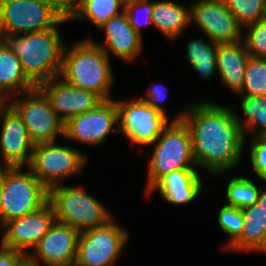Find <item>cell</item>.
Returning a JSON list of instances; mask_svg holds the SVG:
<instances>
[{
	"label": "cell",
	"mask_w": 266,
	"mask_h": 266,
	"mask_svg": "<svg viewBox=\"0 0 266 266\" xmlns=\"http://www.w3.org/2000/svg\"><path fill=\"white\" fill-rule=\"evenodd\" d=\"M174 120H182L189 129L197 168L218 176L241 162L246 140L230 107L212 100L194 102Z\"/></svg>",
	"instance_id": "cell-1"
},
{
	"label": "cell",
	"mask_w": 266,
	"mask_h": 266,
	"mask_svg": "<svg viewBox=\"0 0 266 266\" xmlns=\"http://www.w3.org/2000/svg\"><path fill=\"white\" fill-rule=\"evenodd\" d=\"M53 28L19 34L4 35L1 39L19 58L26 76L38 87L41 83L60 76L65 44L59 24Z\"/></svg>",
	"instance_id": "cell-2"
},
{
	"label": "cell",
	"mask_w": 266,
	"mask_h": 266,
	"mask_svg": "<svg viewBox=\"0 0 266 266\" xmlns=\"http://www.w3.org/2000/svg\"><path fill=\"white\" fill-rule=\"evenodd\" d=\"M110 56L90 38L73 46L65 44L60 76L68 84L111 100L113 83Z\"/></svg>",
	"instance_id": "cell-3"
},
{
	"label": "cell",
	"mask_w": 266,
	"mask_h": 266,
	"mask_svg": "<svg viewBox=\"0 0 266 266\" xmlns=\"http://www.w3.org/2000/svg\"><path fill=\"white\" fill-rule=\"evenodd\" d=\"M48 202L55 221L71 226L79 233L104 226L113 219L104 205L81 186H54L48 190Z\"/></svg>",
	"instance_id": "cell-4"
},
{
	"label": "cell",
	"mask_w": 266,
	"mask_h": 266,
	"mask_svg": "<svg viewBox=\"0 0 266 266\" xmlns=\"http://www.w3.org/2000/svg\"><path fill=\"white\" fill-rule=\"evenodd\" d=\"M153 144L155 146L148 165L147 193L166 174L197 167L190 132L182 120H172Z\"/></svg>",
	"instance_id": "cell-5"
},
{
	"label": "cell",
	"mask_w": 266,
	"mask_h": 266,
	"mask_svg": "<svg viewBox=\"0 0 266 266\" xmlns=\"http://www.w3.org/2000/svg\"><path fill=\"white\" fill-rule=\"evenodd\" d=\"M2 167L1 228L9 221L40 209L48 202V189L28 168Z\"/></svg>",
	"instance_id": "cell-6"
},
{
	"label": "cell",
	"mask_w": 266,
	"mask_h": 266,
	"mask_svg": "<svg viewBox=\"0 0 266 266\" xmlns=\"http://www.w3.org/2000/svg\"><path fill=\"white\" fill-rule=\"evenodd\" d=\"M17 96L19 98H14L8 104L21 117L34 145L57 142L59 134L64 137L65 123L56 115L49 99L38 87Z\"/></svg>",
	"instance_id": "cell-7"
},
{
	"label": "cell",
	"mask_w": 266,
	"mask_h": 266,
	"mask_svg": "<svg viewBox=\"0 0 266 266\" xmlns=\"http://www.w3.org/2000/svg\"><path fill=\"white\" fill-rule=\"evenodd\" d=\"M86 163L87 157L77 149L52 142L34 145L28 167L49 190L63 184L64 179L81 173Z\"/></svg>",
	"instance_id": "cell-8"
},
{
	"label": "cell",
	"mask_w": 266,
	"mask_h": 266,
	"mask_svg": "<svg viewBox=\"0 0 266 266\" xmlns=\"http://www.w3.org/2000/svg\"><path fill=\"white\" fill-rule=\"evenodd\" d=\"M116 104L118 133L125 135L134 144L152 146L171 118L140 98L116 100Z\"/></svg>",
	"instance_id": "cell-9"
},
{
	"label": "cell",
	"mask_w": 266,
	"mask_h": 266,
	"mask_svg": "<svg viewBox=\"0 0 266 266\" xmlns=\"http://www.w3.org/2000/svg\"><path fill=\"white\" fill-rule=\"evenodd\" d=\"M128 238L126 229L113 219L104 226L81 232L75 266H113Z\"/></svg>",
	"instance_id": "cell-10"
},
{
	"label": "cell",
	"mask_w": 266,
	"mask_h": 266,
	"mask_svg": "<svg viewBox=\"0 0 266 266\" xmlns=\"http://www.w3.org/2000/svg\"><path fill=\"white\" fill-rule=\"evenodd\" d=\"M60 20L44 0H0V39L50 29Z\"/></svg>",
	"instance_id": "cell-11"
},
{
	"label": "cell",
	"mask_w": 266,
	"mask_h": 266,
	"mask_svg": "<svg viewBox=\"0 0 266 266\" xmlns=\"http://www.w3.org/2000/svg\"><path fill=\"white\" fill-rule=\"evenodd\" d=\"M189 7L190 22L194 21L213 43L242 41V26L223 0H200Z\"/></svg>",
	"instance_id": "cell-12"
},
{
	"label": "cell",
	"mask_w": 266,
	"mask_h": 266,
	"mask_svg": "<svg viewBox=\"0 0 266 266\" xmlns=\"http://www.w3.org/2000/svg\"><path fill=\"white\" fill-rule=\"evenodd\" d=\"M116 124V100H103L93 110L69 119L64 125V138L96 146L105 141L110 131L118 132Z\"/></svg>",
	"instance_id": "cell-13"
},
{
	"label": "cell",
	"mask_w": 266,
	"mask_h": 266,
	"mask_svg": "<svg viewBox=\"0 0 266 266\" xmlns=\"http://www.w3.org/2000/svg\"><path fill=\"white\" fill-rule=\"evenodd\" d=\"M79 235L75 228L55 221L28 253V266H39V259L44 266H75Z\"/></svg>",
	"instance_id": "cell-14"
},
{
	"label": "cell",
	"mask_w": 266,
	"mask_h": 266,
	"mask_svg": "<svg viewBox=\"0 0 266 266\" xmlns=\"http://www.w3.org/2000/svg\"><path fill=\"white\" fill-rule=\"evenodd\" d=\"M55 222L53 208L49 202L37 211L7 222L3 227L1 246L28 255Z\"/></svg>",
	"instance_id": "cell-15"
},
{
	"label": "cell",
	"mask_w": 266,
	"mask_h": 266,
	"mask_svg": "<svg viewBox=\"0 0 266 266\" xmlns=\"http://www.w3.org/2000/svg\"><path fill=\"white\" fill-rule=\"evenodd\" d=\"M2 127L0 131V151L3 164L0 167L29 166L34 144L21 117L8 104L0 107ZM30 152V153H29Z\"/></svg>",
	"instance_id": "cell-16"
},
{
	"label": "cell",
	"mask_w": 266,
	"mask_h": 266,
	"mask_svg": "<svg viewBox=\"0 0 266 266\" xmlns=\"http://www.w3.org/2000/svg\"><path fill=\"white\" fill-rule=\"evenodd\" d=\"M38 88L49 99L52 109L64 123L76 115L93 110L103 101L94 92L74 87L61 77L43 82Z\"/></svg>",
	"instance_id": "cell-17"
},
{
	"label": "cell",
	"mask_w": 266,
	"mask_h": 266,
	"mask_svg": "<svg viewBox=\"0 0 266 266\" xmlns=\"http://www.w3.org/2000/svg\"><path fill=\"white\" fill-rule=\"evenodd\" d=\"M99 29L105 32L104 44L96 43L109 56V51L120 59L131 62L135 60L142 49V36L129 23L128 16L123 10L119 15L112 17Z\"/></svg>",
	"instance_id": "cell-18"
},
{
	"label": "cell",
	"mask_w": 266,
	"mask_h": 266,
	"mask_svg": "<svg viewBox=\"0 0 266 266\" xmlns=\"http://www.w3.org/2000/svg\"><path fill=\"white\" fill-rule=\"evenodd\" d=\"M202 187L201 175L196 169H181L166 174L147 194L158 190L167 202L184 205L199 197Z\"/></svg>",
	"instance_id": "cell-19"
},
{
	"label": "cell",
	"mask_w": 266,
	"mask_h": 266,
	"mask_svg": "<svg viewBox=\"0 0 266 266\" xmlns=\"http://www.w3.org/2000/svg\"><path fill=\"white\" fill-rule=\"evenodd\" d=\"M249 58L250 55L243 41L217 44L218 73L222 83L235 94H238L242 89Z\"/></svg>",
	"instance_id": "cell-20"
},
{
	"label": "cell",
	"mask_w": 266,
	"mask_h": 266,
	"mask_svg": "<svg viewBox=\"0 0 266 266\" xmlns=\"http://www.w3.org/2000/svg\"><path fill=\"white\" fill-rule=\"evenodd\" d=\"M35 88L37 86L26 76L19 58L0 39V96L7 102L9 94L17 97Z\"/></svg>",
	"instance_id": "cell-21"
},
{
	"label": "cell",
	"mask_w": 266,
	"mask_h": 266,
	"mask_svg": "<svg viewBox=\"0 0 266 266\" xmlns=\"http://www.w3.org/2000/svg\"><path fill=\"white\" fill-rule=\"evenodd\" d=\"M153 26L174 41L190 25V7L173 1H153Z\"/></svg>",
	"instance_id": "cell-22"
},
{
	"label": "cell",
	"mask_w": 266,
	"mask_h": 266,
	"mask_svg": "<svg viewBox=\"0 0 266 266\" xmlns=\"http://www.w3.org/2000/svg\"><path fill=\"white\" fill-rule=\"evenodd\" d=\"M243 230L241 237L229 251H254L266 254V221L261 215V206L255 203L242 209Z\"/></svg>",
	"instance_id": "cell-23"
},
{
	"label": "cell",
	"mask_w": 266,
	"mask_h": 266,
	"mask_svg": "<svg viewBox=\"0 0 266 266\" xmlns=\"http://www.w3.org/2000/svg\"><path fill=\"white\" fill-rule=\"evenodd\" d=\"M187 60L203 79L214 76L217 70V44L205 42L203 38L190 40L186 47Z\"/></svg>",
	"instance_id": "cell-24"
},
{
	"label": "cell",
	"mask_w": 266,
	"mask_h": 266,
	"mask_svg": "<svg viewBox=\"0 0 266 266\" xmlns=\"http://www.w3.org/2000/svg\"><path fill=\"white\" fill-rule=\"evenodd\" d=\"M241 109L244 113L245 122H242L235 112L236 119L241 126L244 137L247 132L254 133V137L266 133V96H241ZM244 123V124H243Z\"/></svg>",
	"instance_id": "cell-25"
},
{
	"label": "cell",
	"mask_w": 266,
	"mask_h": 266,
	"mask_svg": "<svg viewBox=\"0 0 266 266\" xmlns=\"http://www.w3.org/2000/svg\"><path fill=\"white\" fill-rule=\"evenodd\" d=\"M125 0H83L82 5L74 16L76 20L88 19L96 27L100 28L112 17L119 15L124 9Z\"/></svg>",
	"instance_id": "cell-26"
},
{
	"label": "cell",
	"mask_w": 266,
	"mask_h": 266,
	"mask_svg": "<svg viewBox=\"0 0 266 266\" xmlns=\"http://www.w3.org/2000/svg\"><path fill=\"white\" fill-rule=\"evenodd\" d=\"M226 187L228 202L225 205L243 209L257 203L260 188L258 189L249 178L244 176L232 177Z\"/></svg>",
	"instance_id": "cell-27"
},
{
	"label": "cell",
	"mask_w": 266,
	"mask_h": 266,
	"mask_svg": "<svg viewBox=\"0 0 266 266\" xmlns=\"http://www.w3.org/2000/svg\"><path fill=\"white\" fill-rule=\"evenodd\" d=\"M238 95L266 96V58L250 56Z\"/></svg>",
	"instance_id": "cell-28"
},
{
	"label": "cell",
	"mask_w": 266,
	"mask_h": 266,
	"mask_svg": "<svg viewBox=\"0 0 266 266\" xmlns=\"http://www.w3.org/2000/svg\"><path fill=\"white\" fill-rule=\"evenodd\" d=\"M242 27L266 17V0H223Z\"/></svg>",
	"instance_id": "cell-29"
},
{
	"label": "cell",
	"mask_w": 266,
	"mask_h": 266,
	"mask_svg": "<svg viewBox=\"0 0 266 266\" xmlns=\"http://www.w3.org/2000/svg\"><path fill=\"white\" fill-rule=\"evenodd\" d=\"M218 224L223 232L230 236L225 245L227 251L240 237L243 230L242 209L223 205L218 212Z\"/></svg>",
	"instance_id": "cell-30"
},
{
	"label": "cell",
	"mask_w": 266,
	"mask_h": 266,
	"mask_svg": "<svg viewBox=\"0 0 266 266\" xmlns=\"http://www.w3.org/2000/svg\"><path fill=\"white\" fill-rule=\"evenodd\" d=\"M246 27L248 32L243 43L247 52L251 57L266 58V17Z\"/></svg>",
	"instance_id": "cell-31"
},
{
	"label": "cell",
	"mask_w": 266,
	"mask_h": 266,
	"mask_svg": "<svg viewBox=\"0 0 266 266\" xmlns=\"http://www.w3.org/2000/svg\"><path fill=\"white\" fill-rule=\"evenodd\" d=\"M123 10L128 16L130 26L140 35H142L141 29L143 22H145V24H153V1L149 2V0H125ZM139 11L140 15L143 13L141 16L136 15Z\"/></svg>",
	"instance_id": "cell-32"
},
{
	"label": "cell",
	"mask_w": 266,
	"mask_h": 266,
	"mask_svg": "<svg viewBox=\"0 0 266 266\" xmlns=\"http://www.w3.org/2000/svg\"><path fill=\"white\" fill-rule=\"evenodd\" d=\"M250 159L255 174L266 181V140L262 136L252 139L250 144Z\"/></svg>",
	"instance_id": "cell-33"
},
{
	"label": "cell",
	"mask_w": 266,
	"mask_h": 266,
	"mask_svg": "<svg viewBox=\"0 0 266 266\" xmlns=\"http://www.w3.org/2000/svg\"><path fill=\"white\" fill-rule=\"evenodd\" d=\"M65 21H70L79 11L83 0H44Z\"/></svg>",
	"instance_id": "cell-34"
},
{
	"label": "cell",
	"mask_w": 266,
	"mask_h": 266,
	"mask_svg": "<svg viewBox=\"0 0 266 266\" xmlns=\"http://www.w3.org/2000/svg\"><path fill=\"white\" fill-rule=\"evenodd\" d=\"M0 266H28L27 255L0 245Z\"/></svg>",
	"instance_id": "cell-35"
},
{
	"label": "cell",
	"mask_w": 266,
	"mask_h": 266,
	"mask_svg": "<svg viewBox=\"0 0 266 266\" xmlns=\"http://www.w3.org/2000/svg\"><path fill=\"white\" fill-rule=\"evenodd\" d=\"M147 94V98H139L147 103L150 107L157 108L160 112L167 115L164 106L161 105V102L167 98L168 93L166 92V89L162 88L161 84L153 85L148 89Z\"/></svg>",
	"instance_id": "cell-36"
},
{
	"label": "cell",
	"mask_w": 266,
	"mask_h": 266,
	"mask_svg": "<svg viewBox=\"0 0 266 266\" xmlns=\"http://www.w3.org/2000/svg\"><path fill=\"white\" fill-rule=\"evenodd\" d=\"M257 203L261 206V215L264 221H266V189H260Z\"/></svg>",
	"instance_id": "cell-37"
},
{
	"label": "cell",
	"mask_w": 266,
	"mask_h": 266,
	"mask_svg": "<svg viewBox=\"0 0 266 266\" xmlns=\"http://www.w3.org/2000/svg\"><path fill=\"white\" fill-rule=\"evenodd\" d=\"M1 193H2V167H0V228H1Z\"/></svg>",
	"instance_id": "cell-38"
},
{
	"label": "cell",
	"mask_w": 266,
	"mask_h": 266,
	"mask_svg": "<svg viewBox=\"0 0 266 266\" xmlns=\"http://www.w3.org/2000/svg\"><path fill=\"white\" fill-rule=\"evenodd\" d=\"M6 101L0 96V107L5 103Z\"/></svg>",
	"instance_id": "cell-39"
},
{
	"label": "cell",
	"mask_w": 266,
	"mask_h": 266,
	"mask_svg": "<svg viewBox=\"0 0 266 266\" xmlns=\"http://www.w3.org/2000/svg\"><path fill=\"white\" fill-rule=\"evenodd\" d=\"M262 137L266 140V133H264V134L262 135Z\"/></svg>",
	"instance_id": "cell-40"
}]
</instances>
